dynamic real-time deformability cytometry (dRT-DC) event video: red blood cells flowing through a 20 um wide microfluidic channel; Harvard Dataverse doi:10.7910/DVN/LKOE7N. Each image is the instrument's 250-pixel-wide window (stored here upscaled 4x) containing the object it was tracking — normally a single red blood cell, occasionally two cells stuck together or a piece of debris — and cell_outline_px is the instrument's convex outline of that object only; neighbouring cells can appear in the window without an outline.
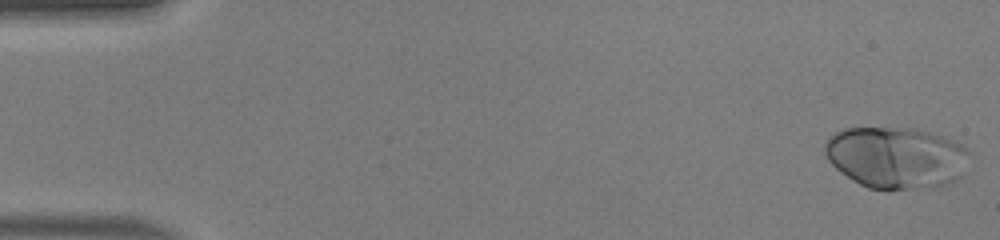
{"species": "human", "species_latin": "Homo sapiens", "temperature_condition": "warm", "stored_images_in_passage": 49, "camera_frame_rate_fps": 3000, "um_per_image_px": 0.085, "donor": {"sex": "male"}, "frame": {"image": 1, "passage_image": 1, "time_ms": 0.0, "image_size_px": [1000, 240], "cell_outline_px": [[972, 152], [964, 172], [956, 180], [948, 184], [932, 188], [868, 188], [852, 180], [836, 168], [828, 160], [824, 152], [824, 144], [828, 136], [844, 128], [916, 128], [952, 140], [960, 144]], "centroid_in_image_um": [76.19, 13.38], "position_along_channel_um": 8.8, "area_um2": 52.08}}
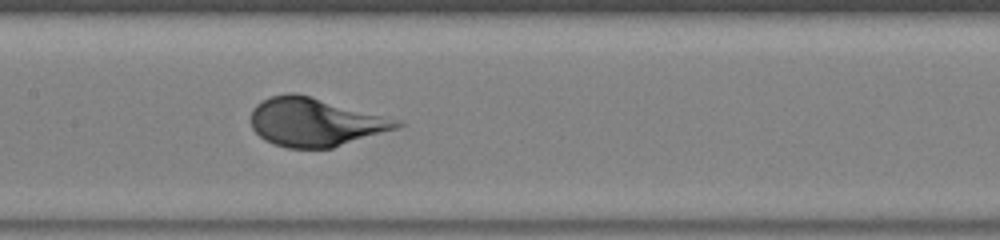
{"frame": {"image": 2, "passage_image": 24, "time_ms": 7.667, "image_size_px": [1000, 240], "cell_outline_px": [[404, 124], [400, 128], [332, 148], [288, 148], [272, 144], [264, 140], [252, 128], [252, 108], [256, 104], [272, 96], [288, 92], [296, 92], [404, 120]], "centroid_in_image_um": [26.85, 10.37], "position_along_channel_um": 180.6, "area_um2": 41.67}}
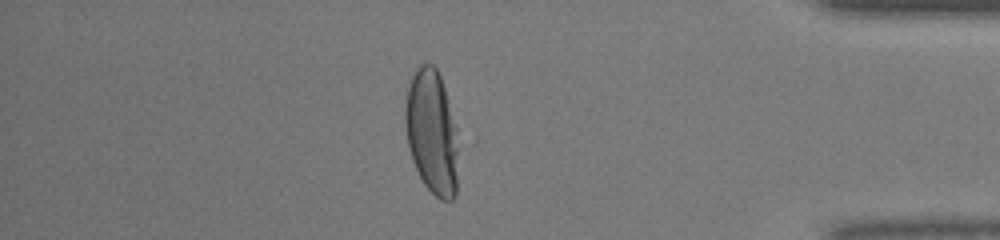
{"frame": {"image": 3, "passage_image": 42, "time_ms": 13.667, "image_size_px": [1000, 240], "cell_outline_px": [[456, 196], [452, 200], [440, 200], [424, 184], [412, 160], [408, 144], [404, 124], [404, 108], [408, 84], [416, 68], [420, 64], [432, 64], [436, 68], [440, 76], [448, 100], [456, 128]], "centroid_in_image_um": [36.67, 11.2], "position_along_channel_um": 398.5, "area_um2": 38.15}}